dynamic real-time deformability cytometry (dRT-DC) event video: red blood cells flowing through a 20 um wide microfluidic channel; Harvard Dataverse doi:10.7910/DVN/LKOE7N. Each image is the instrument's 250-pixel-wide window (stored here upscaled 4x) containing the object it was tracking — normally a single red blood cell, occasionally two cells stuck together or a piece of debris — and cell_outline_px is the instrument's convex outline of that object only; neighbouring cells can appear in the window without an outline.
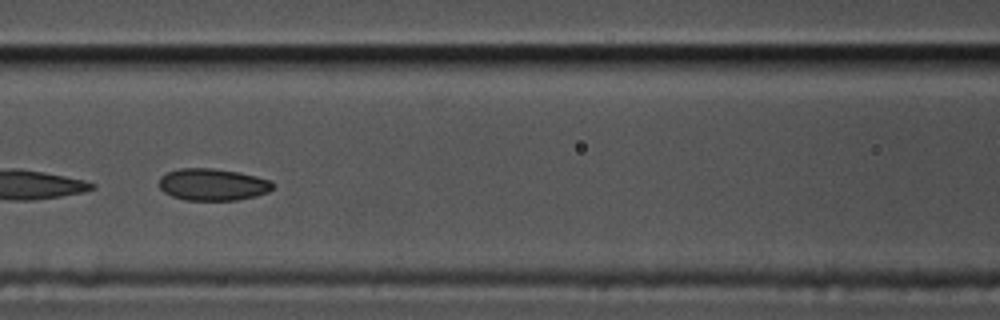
{"species": "common noctule bat (a hibernating species)", "species_latin": "Nyctalus noctula", "temperature_condition": "cold", "stored_images_in_passage": 56, "camera_frame_rate_fps": 3000, "um_per_image_px": 0.085, "animal": {"sex": "male", "body_mass_g": 17.5, "forearm_length_mm": 52.3}, "frame": {"image": 1, "passage_image": 25, "time_ms": 8.0, "image_size_px": [1000, 320], "cell_outline_px": [[272, 188], [268, 192], [256, 196], [236, 200], [184, 200], [172, 196], [164, 192], [160, 188], [160, 176], [168, 172], [180, 168], [212, 168], [240, 172], [272, 180]], "centroid_in_image_um": [18.08, 15.68], "position_along_channel_um": 148.5, "area_um2": 21.21}}
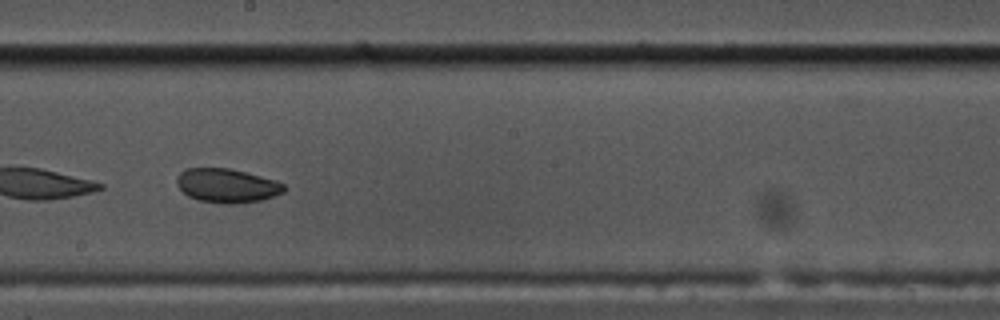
{"frame": {"image": 2, "passage_image": 32, "time_ms": 10.333, "image_size_px": [1000, 320], "cell_outline_px": [[288, 188], [284, 192], [264, 200], [232, 204], [224, 204], [200, 200], [188, 196], [176, 184], [176, 176], [184, 168], [228, 168], [276, 180], [284, 184]], "centroid_in_image_um": [19.3, 15.78], "position_along_channel_um": 228.9, "area_um2": 21.39}}